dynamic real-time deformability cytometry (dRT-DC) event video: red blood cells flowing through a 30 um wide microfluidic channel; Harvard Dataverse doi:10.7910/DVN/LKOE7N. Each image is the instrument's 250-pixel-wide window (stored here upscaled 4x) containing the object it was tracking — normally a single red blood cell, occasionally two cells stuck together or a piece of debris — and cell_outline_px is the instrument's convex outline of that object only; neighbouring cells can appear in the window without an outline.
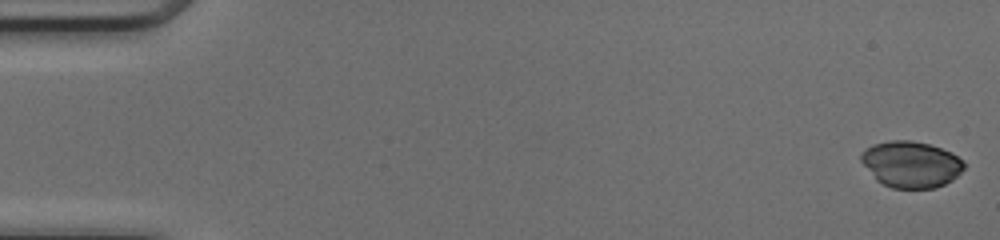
{"species": "common noctule bat (a hibernating species)", "species_latin": "Nyctalus noctula", "temperature_condition": "cold", "stored_images_in_passage": 50, "camera_frame_rate_fps": 3000, "um_per_image_px": 0.085, "animal": {"sex": "female", "body_mass_g": 17.0, "forearm_length_mm": 48.0}, "frame": {"image": 1, "passage_image": 1, "time_ms": 0.0, "image_size_px": [1000, 240], "cell_outline_px": [[964, 168], [952, 180], [936, 188], [892, 188], [876, 180], [860, 160], [860, 152], [876, 144], [892, 140], [912, 140], [928, 144], [952, 152], [964, 160]], "centroid_in_image_um": [77.45, 13.97], "position_along_channel_um": 7.6, "area_um2": 27.69}}
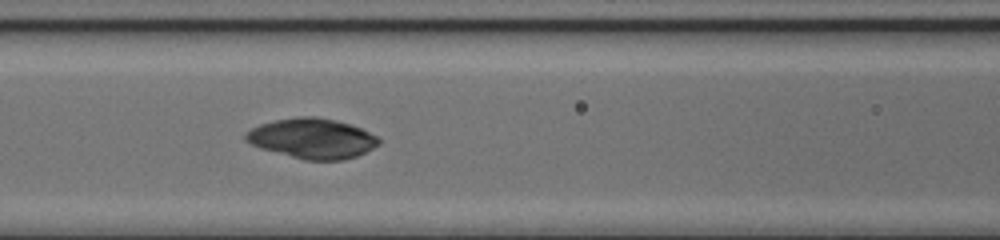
{"frame": {"image": 2, "passage_image": 22, "time_ms": 7.0, "image_size_px": [1000, 240], "cell_outline_px": [[380, 144], [356, 156], [344, 160], [304, 160], [260, 148], [244, 140], [244, 132], [260, 124], [276, 120], [300, 116], [316, 116], [336, 120], [360, 128], [376, 136], [380, 140]], "centroid_in_image_um": [26.51, 11.77], "position_along_channel_um": 140.1, "area_um2": 30.98}}
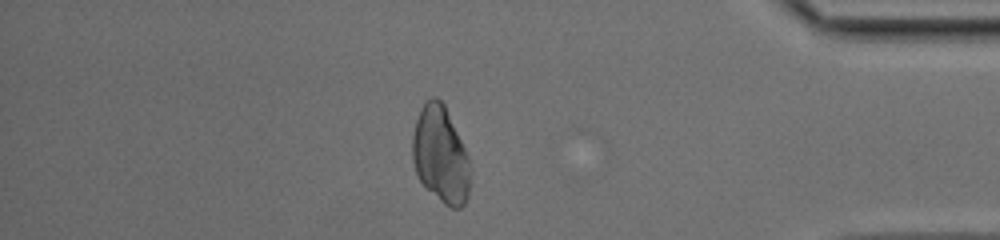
{"frame": {"image": 3, "passage_image": 43, "time_ms": 14.0, "image_size_px": [1000, 240], "cell_outline_px": [[472, 176], [468, 196], [464, 204], [460, 208], [452, 208], [444, 204], [420, 180], [416, 172], [412, 160], [412, 136], [416, 120], [420, 108], [424, 100], [432, 96], [436, 96], [444, 104], [468, 156], [472, 172]], "centroid_in_image_um": [37.46, 13.15], "position_along_channel_um": 397.7, "area_um2": 32.71}}